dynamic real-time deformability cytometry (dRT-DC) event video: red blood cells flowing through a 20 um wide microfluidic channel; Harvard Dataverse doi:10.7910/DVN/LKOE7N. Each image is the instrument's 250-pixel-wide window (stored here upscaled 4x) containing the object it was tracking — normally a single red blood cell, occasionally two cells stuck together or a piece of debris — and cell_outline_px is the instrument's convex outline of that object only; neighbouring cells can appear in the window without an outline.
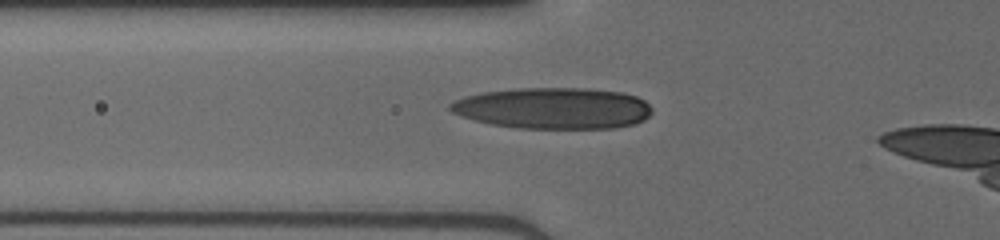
{"species": "human", "species_latin": "Homo sapiens", "temperature_condition": "cold", "stored_images_in_passage": 4, "camera_frame_rate_fps": 3000, "um_per_image_px": 0.085, "donor": {"sex": "male"}, "frame": {"image": 1, "passage_image": 2, "time_ms": 0.333, "image_size_px": [1000, 240], "cell_outline_px": [[652, 112], [644, 120], [636, 124], [616, 128], [520, 128], [492, 124], [460, 116], [452, 112], [448, 108], [448, 104], [464, 96], [484, 92], [516, 88], [588, 88], [620, 92], [636, 96], [644, 100], [652, 108]], "centroid_in_image_um": [47.04, 9.2], "position_along_channel_um": 78.8, "area_um2": 48.67}}
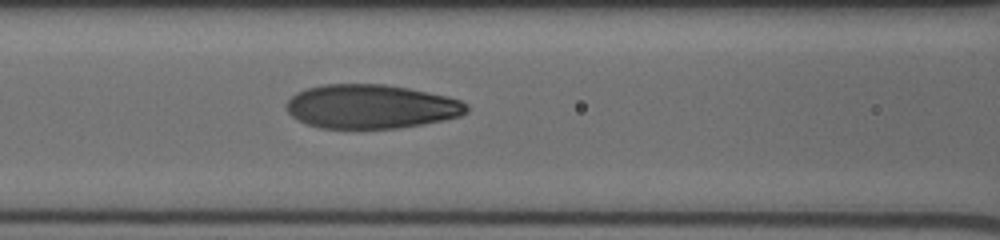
{"frame": {"image": 2, "passage_image": 4, "time_ms": 1.0, "image_size_px": [1000, 240], "cell_outline_px": [[468, 112], [460, 116], [444, 120], [424, 124], [400, 128], [320, 128], [308, 124], [292, 116], [284, 108], [288, 100], [296, 92], [308, 88], [324, 84], [384, 84], [408, 88], [448, 96], [460, 100], [468, 104]], "centroid_in_image_um": [31.56, 9.05], "position_along_channel_um": 135.0, "area_um2": 46.36}}